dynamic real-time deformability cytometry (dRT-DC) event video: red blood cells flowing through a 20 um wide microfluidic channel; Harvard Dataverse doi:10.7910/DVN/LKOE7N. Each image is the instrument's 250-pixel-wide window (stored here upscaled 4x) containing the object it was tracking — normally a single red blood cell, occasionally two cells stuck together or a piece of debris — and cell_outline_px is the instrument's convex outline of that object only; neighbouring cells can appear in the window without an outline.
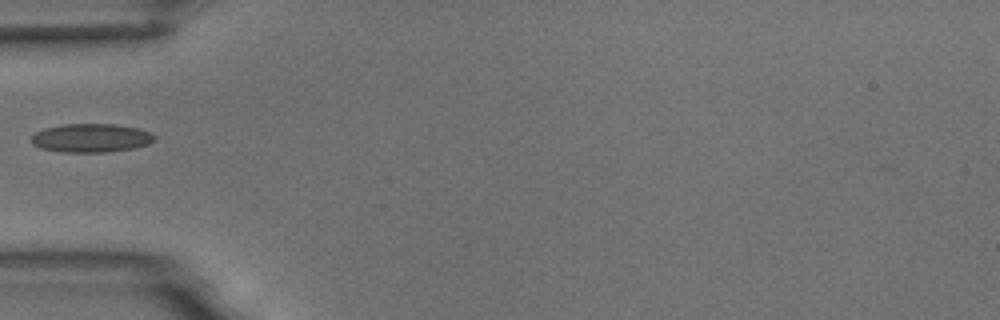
{"species": "common noctule bat (a hibernating species)", "species_latin": "Nyctalus noctula", "temperature_condition": "room temperature", "stored_images_in_passage": 7, "camera_frame_rate_fps": 3000, "um_per_image_px": 0.085, "animal": {"sex": "male", "body_mass_g": 18.8}, "frame": {"image": 1, "passage_image": 6, "time_ms": 5.667, "image_size_px": [1000, 320], "cell_outline_px": [[156, 140], [148, 144], [132, 148], [108, 152], [64, 152], [40, 148], [32, 144], [32, 136], [36, 132], [44, 128], [64, 124], [116, 124], [136, 128], [152, 132], [156, 136]], "centroid_in_image_um": [7.76, 11.72], "position_along_channel_um": 77.2, "area_um2": 20.58}}